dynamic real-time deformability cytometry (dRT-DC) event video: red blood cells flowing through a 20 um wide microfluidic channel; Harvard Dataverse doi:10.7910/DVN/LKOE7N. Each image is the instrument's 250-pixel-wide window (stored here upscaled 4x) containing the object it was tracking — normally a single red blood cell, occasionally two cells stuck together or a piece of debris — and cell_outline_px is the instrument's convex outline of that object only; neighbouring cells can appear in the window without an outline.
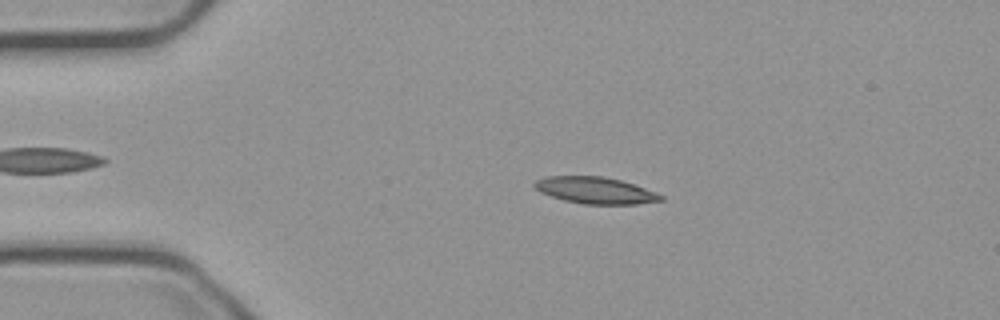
{"species": "common noctule bat (a hibernating species)", "species_latin": "Nyctalus noctula", "temperature_condition": "cold", "stored_images_in_passage": 54, "camera_frame_rate_fps": 3000, "um_per_image_px": 0.085, "animal": {"sex": "male", "body_mass_g": 23.1, "forearm_length_mm": 52.7}, "frame": {"image": 1, "passage_image": 11, "time_ms": 3.333, "image_size_px": [1000, 320], "cell_outline_px": [[664, 200], [636, 204], [584, 204], [564, 200], [540, 192], [532, 184], [536, 180], [544, 176], [604, 176], [620, 180], [656, 192], [664, 196]], "centroid_in_image_um": [50.59, 16.17], "position_along_channel_um": 34.4, "area_um2": 19.54}}
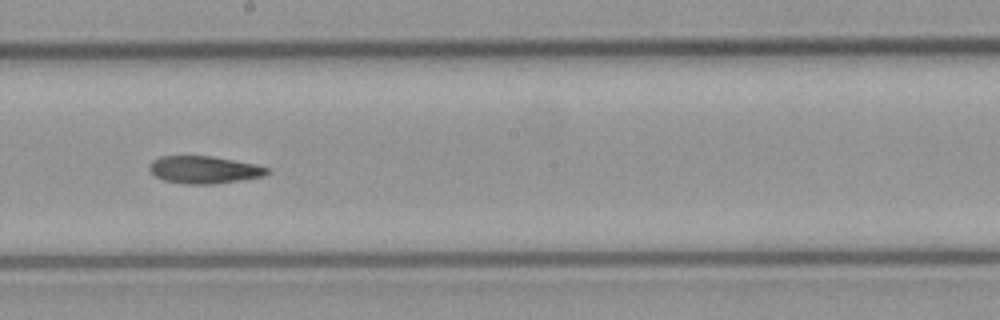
{"frame": {"image": 2, "passage_image": 30, "time_ms": 9.667, "image_size_px": [1000, 320], "cell_outline_px": [[268, 172], [264, 176], [216, 184], [184, 184], [164, 180], [156, 176], [148, 168], [148, 164], [152, 160], [160, 156], [212, 156], [256, 164], [268, 168]], "centroid_in_image_um": [17.32, 14.42], "position_along_channel_um": 230.9, "area_um2": 18.84}}
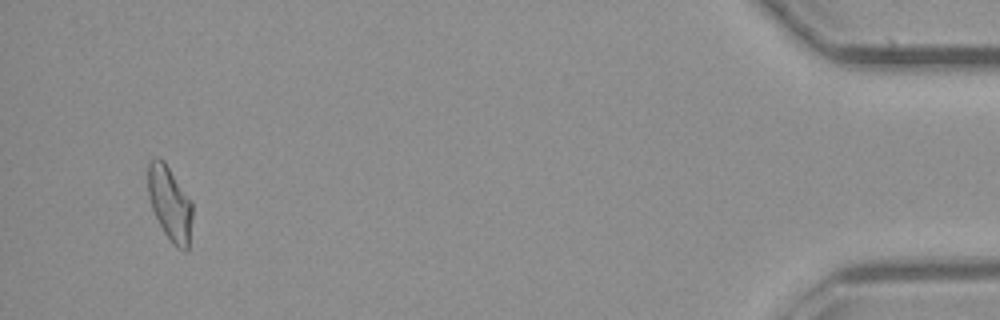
{"frame": {"image": 3, "passage_image": 52, "time_ms": 17.0, "image_size_px": [1000, 320], "cell_outline_px": [[192, 216], [188, 252], [184, 252], [176, 248], [172, 244], [164, 232], [152, 208], [148, 196], [148, 160], [164, 160], [192, 200]], "centroid_in_image_um": [14.46, 17.33], "position_along_channel_um": 420.7, "area_um2": 19.36}, "authors_computed_cell_mechanics": {"area_um2": 19.4786, "velocity_mm_per_s": 3.7306, "shape_relaxation_time_tau1_ms": null, "shape_relaxation_time_tau2_ms": 4.664, "deformation_change_tau1": null, "deformation_change_tau2": 0.1256}}